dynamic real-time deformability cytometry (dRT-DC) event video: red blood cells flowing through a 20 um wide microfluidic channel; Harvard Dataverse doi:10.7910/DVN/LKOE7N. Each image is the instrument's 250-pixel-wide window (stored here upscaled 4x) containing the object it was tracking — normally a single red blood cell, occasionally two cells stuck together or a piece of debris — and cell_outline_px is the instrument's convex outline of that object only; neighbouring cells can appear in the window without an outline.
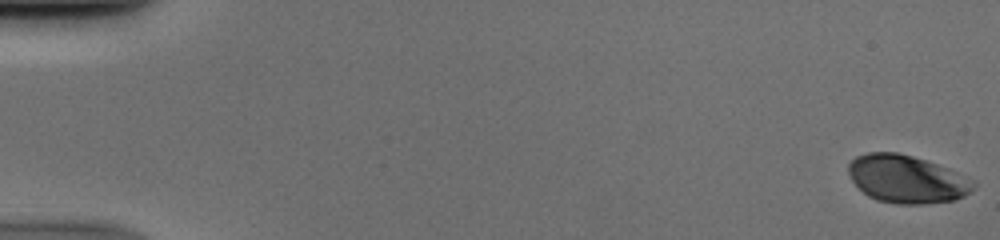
{"species": "human", "species_latin": "Homo sapiens", "temperature_condition": "cold", "stored_images_in_passage": 53, "camera_frame_rate_fps": 3000, "um_per_image_px": 0.085, "donor": {"sex": "male"}, "frame": {"image": 1, "passage_image": 1, "time_ms": 0.0, "image_size_px": [1000, 240], "cell_outline_px": [[976, 184], [964, 196], [956, 200], [924, 204], [896, 204], [876, 200], [868, 196], [852, 180], [848, 172], [848, 164], [856, 156], [868, 152], [896, 152], [912, 156], [936, 164]], "centroid_in_image_um": [76.99, 15.23], "position_along_channel_um": 8.0, "area_um2": 34.16}}
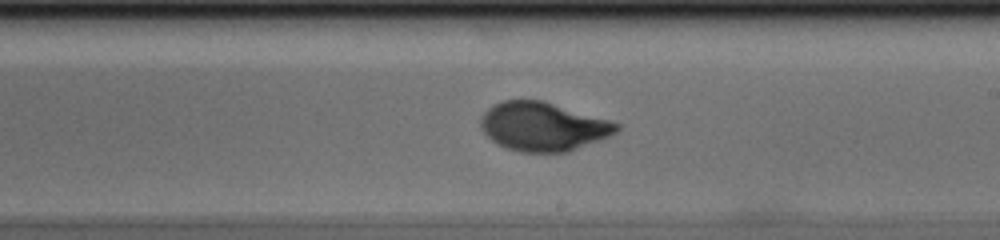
{"frame": {"image": 2, "passage_image": 32, "time_ms": 10.333, "image_size_px": [1000, 240], "cell_outline_px": [[620, 128], [616, 132], [600, 140], [568, 152], [520, 152], [504, 148], [496, 144], [480, 128], [480, 116], [492, 104], [500, 100], [544, 100], [608, 120], [620, 124]], "centroid_in_image_um": [46.11, 10.75], "position_along_channel_um": 242.9, "area_um2": 38.78}}
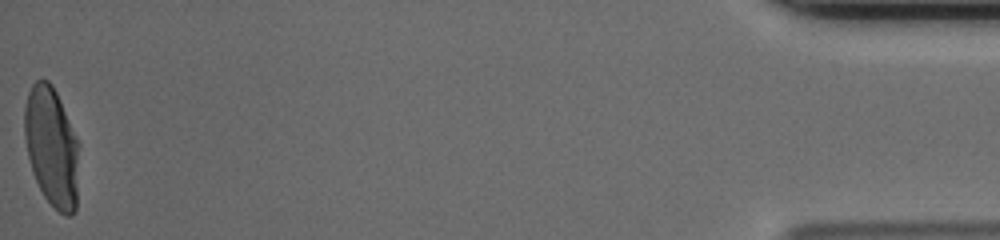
{"frame": {"image": 3, "passage_image": 53, "time_ms": 17.333, "image_size_px": [1000, 240], "cell_outline_px": [[80, 144], [76, 212], [72, 216], [64, 216], [44, 196], [32, 172], [28, 156], [24, 136], [24, 108], [28, 92], [32, 84], [36, 80], [48, 80], [52, 84], [60, 100]], "centroid_in_image_um": [4.41, 12.49], "position_along_channel_um": 430.8, "area_um2": 38.44}}